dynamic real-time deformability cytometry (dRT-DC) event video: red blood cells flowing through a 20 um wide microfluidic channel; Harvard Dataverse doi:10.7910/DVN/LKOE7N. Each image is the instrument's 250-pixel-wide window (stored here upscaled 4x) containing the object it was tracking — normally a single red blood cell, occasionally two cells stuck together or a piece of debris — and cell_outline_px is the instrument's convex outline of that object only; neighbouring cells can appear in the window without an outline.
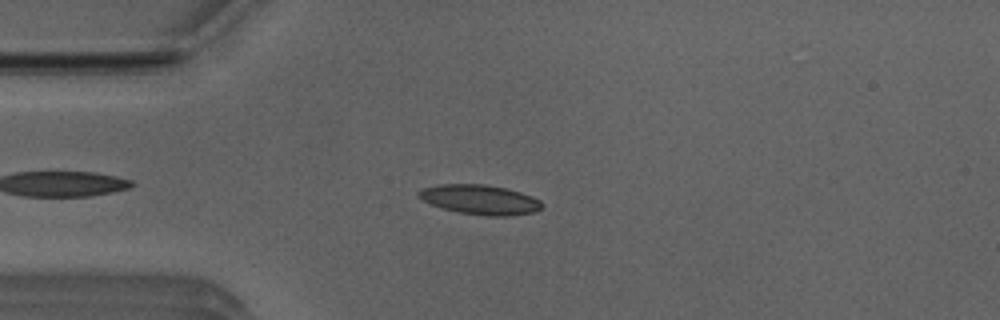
{"species": "Egyptian fruit bat (a non-hibernating species)", "species_latin": "Rousettus aegyptiacus", "temperature_condition": "room temperature", "stored_images_in_passage": 46, "camera_frame_rate_fps": 3000, "um_per_image_px": 0.085, "animal": {"sex": "male"}, "frame": {"image": 1, "passage_image": 7, "time_ms": 2.0, "image_size_px": [1000, 320], "cell_outline_px": [[544, 204], [536, 212], [508, 216], [488, 216], [460, 212], [444, 208], [432, 204], [416, 196], [416, 192], [420, 188], [440, 184], [484, 184], [504, 188], [520, 192], [532, 196], [540, 200]], "centroid_in_image_um": [40.8, 16.96], "position_along_channel_um": 44.2, "area_um2": 21.27}}
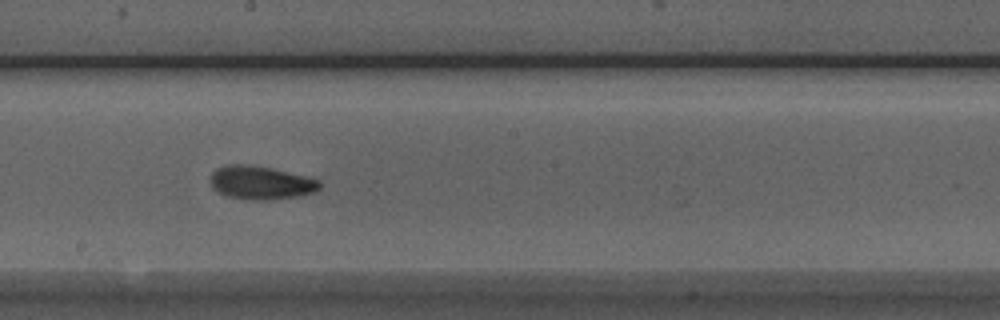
{"frame": {"image": 2, "passage_image": 22, "time_ms": 7.0, "image_size_px": [1000, 320], "cell_outline_px": [[320, 188], [316, 192], [296, 196], [268, 200], [252, 200], [228, 196], [216, 192], [212, 188], [208, 180], [212, 172], [216, 168], [224, 164], [244, 164], [272, 168], [308, 176], [320, 180]], "centroid_in_image_um": [22.13, 15.52], "position_along_channel_um": 226.1, "area_um2": 21.62}}
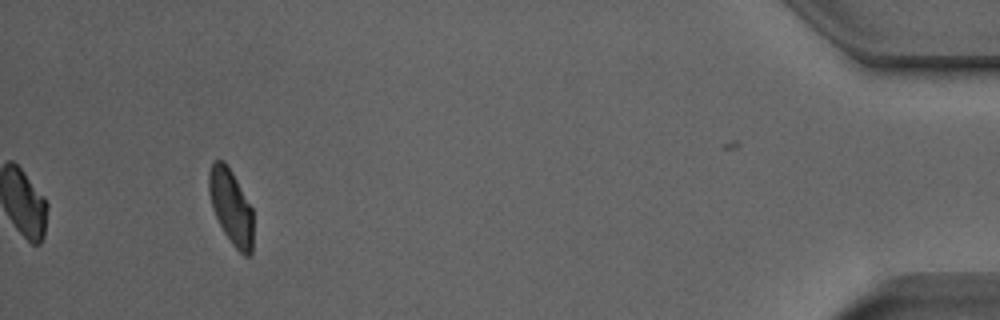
{"frame": {"image": 3, "passage_image": 42, "time_ms": 13.667, "image_size_px": [1000, 320], "cell_outline_px": [[252, 256], [244, 256], [232, 244], [224, 232], [212, 208], [208, 192], [208, 172], [212, 164], [216, 160], [224, 160], [232, 172], [252, 208]], "centroid_in_image_um": [19.62, 17.58], "position_along_channel_um": 415.6, "area_um2": 19.25}, "authors_computed_cell_mechanics": {"area_um2": 20.4323, "velocity_mm_per_s": 3.9728, "shape_relaxation_time_tau1_ms": 4.3277, "shape_relaxation_time_tau2_ms": 2.9948, "deformation_change_tau1": 0.1354, "deformation_change_tau2": 0.0851}}